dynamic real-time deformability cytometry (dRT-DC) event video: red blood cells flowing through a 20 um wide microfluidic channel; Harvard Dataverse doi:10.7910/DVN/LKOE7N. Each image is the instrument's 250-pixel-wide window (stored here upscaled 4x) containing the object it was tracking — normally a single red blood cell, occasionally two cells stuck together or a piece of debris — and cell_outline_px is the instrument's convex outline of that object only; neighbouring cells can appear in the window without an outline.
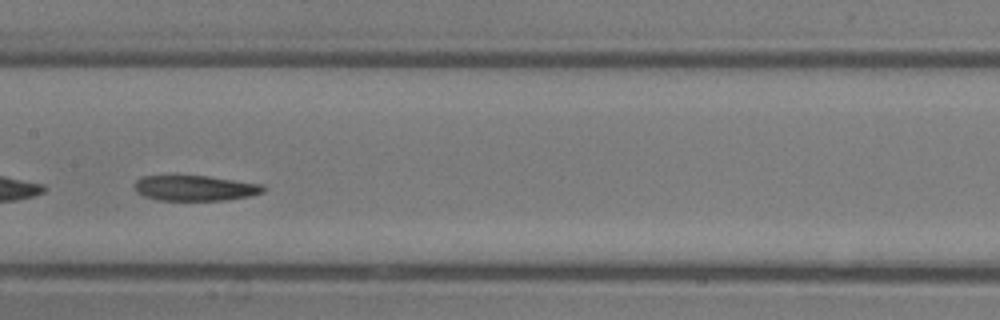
{"species": "common noctule bat (a hibernating species)", "species_latin": "Nyctalus noctula", "temperature_condition": "room temperature", "stored_images_in_passage": 28, "camera_frame_rate_fps": 3000, "um_per_image_px": 0.085, "animal": {"sex": "male", "body_mass_g": 13.3}, "frame": {"image": 1, "passage_image": 9, "time_ms": 2.667, "image_size_px": [1000, 320], "cell_outline_px": [[264, 192], [252, 196], [224, 200], [156, 200], [144, 196], [136, 192], [132, 184], [140, 176], [208, 176], [264, 184]], "centroid_in_image_um": [16.56, 15.99], "position_along_channel_um": 190.8, "area_um2": 19.25}}
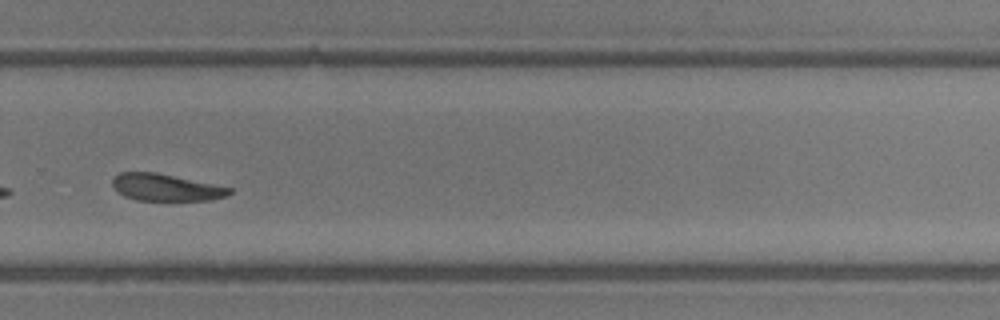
{"frame": {"image": 2, "passage_image": 16, "time_ms": 5.0, "image_size_px": [1000, 320], "cell_outline_px": [[232, 192], [228, 196], [208, 200], [136, 200], [124, 196], [116, 192], [112, 184], [112, 180], [120, 172], [156, 172], [232, 188]], "centroid_in_image_um": [14.08, 15.93], "position_along_channel_um": 315.7, "area_um2": 18.32}}
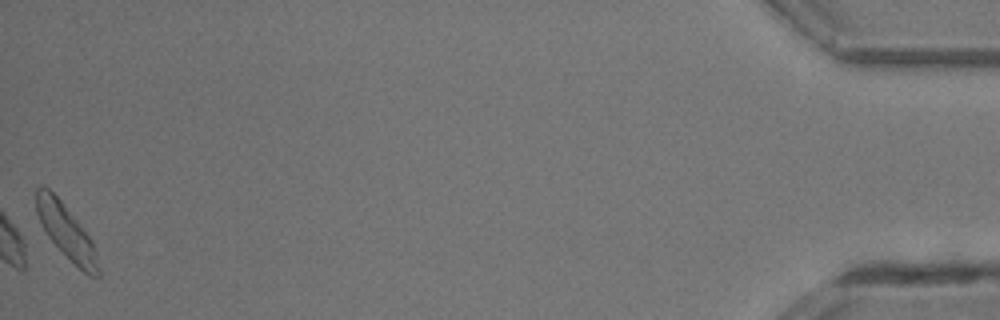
{"frame": {"image": 3, "passage_image": 28, "time_ms": 9.0, "image_size_px": [1000, 320], "cell_outline_px": [[100, 276], [88, 276], [48, 236], [40, 224], [36, 212], [36, 188], [48, 188], [60, 200], [92, 240], [96, 252], [100, 272]], "centroid_in_image_um": [5.63, 19.69], "position_along_channel_um": 429.6, "area_um2": 18.84}}